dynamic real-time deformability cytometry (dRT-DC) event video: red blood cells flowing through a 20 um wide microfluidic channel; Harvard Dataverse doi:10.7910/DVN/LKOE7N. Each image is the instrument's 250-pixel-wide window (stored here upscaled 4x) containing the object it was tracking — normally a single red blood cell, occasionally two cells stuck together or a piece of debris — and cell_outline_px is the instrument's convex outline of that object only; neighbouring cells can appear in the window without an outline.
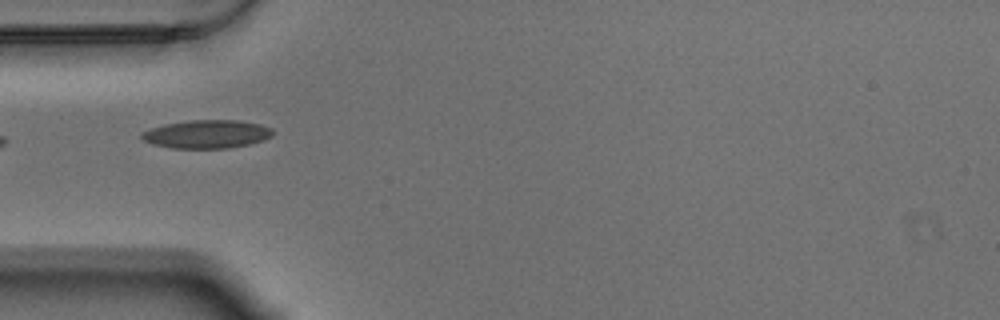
{"species": "Egyptian fruit bat (a non-hibernating species)", "species_latin": "Rousettus aegyptiacus", "temperature_condition": "warm", "stored_images_in_passage": 41, "camera_frame_rate_fps": 3000, "um_per_image_px": 0.085, "animal": {"sex": "male"}, "frame": {"image": 1, "passage_image": 1, "time_ms": 0.0, "image_size_px": [1000, 320], "cell_outline_px": [[272, 136], [248, 144], [228, 148], [172, 148], [152, 144], [144, 140], [140, 136], [140, 132], [164, 124], [188, 120], [236, 120], [260, 124], [272, 128]], "centroid_in_image_um": [17.54, 11.39], "position_along_channel_um": 67.5, "area_um2": 21.5}}
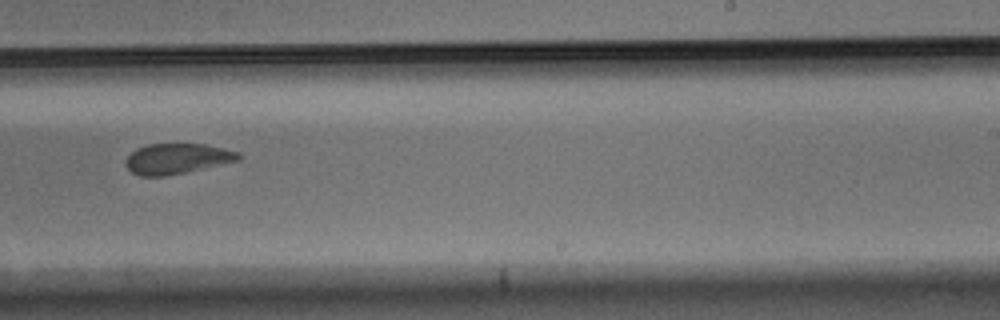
{"frame": {"image": 2, "passage_image": 19, "time_ms": 6.0, "image_size_px": [1000, 320], "cell_outline_px": [[240, 160], [184, 172], [164, 176], [140, 176], [132, 172], [124, 164], [124, 160], [136, 148], [148, 144], [204, 144], [224, 148], [240, 152]], "centroid_in_image_um": [15.03, 13.48], "position_along_channel_um": 274.0, "area_um2": 19.88}}
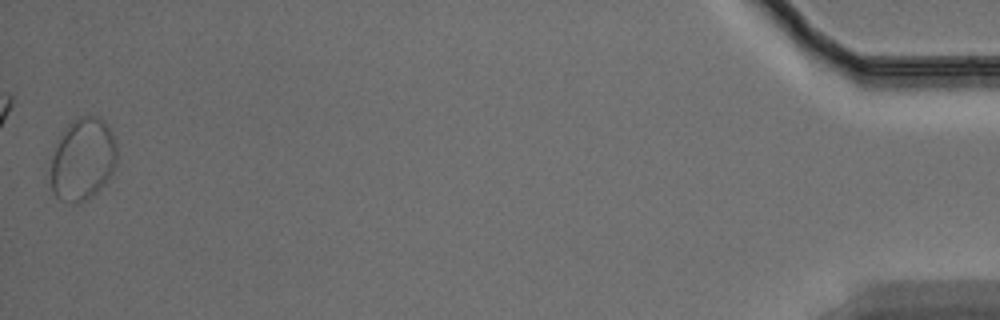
{"frame": {"image": 3, "passage_image": 41, "time_ms": 13.333, "image_size_px": [1000, 320], "cell_outline_px": [[116, 164], [112, 172], [104, 184], [88, 200], [80, 204], [72, 204], [60, 200], [52, 192], [52, 156], [64, 128], [72, 120], [80, 116], [96, 116], [104, 120], [112, 132], [116, 144]], "centroid_in_image_um": [7.04, 13.55], "position_along_channel_um": 428.2, "area_um2": 31.85}, "authors_computed_cell_mechanics": {"area_um2": 20.9814, "velocity_mm_per_s": 3.4279, "shape_relaxation_time_tau1_ms": null, "shape_relaxation_time_tau2_ms": 2.9605, "deformation_change_tau1": null, "deformation_change_tau2": 0.0725}}